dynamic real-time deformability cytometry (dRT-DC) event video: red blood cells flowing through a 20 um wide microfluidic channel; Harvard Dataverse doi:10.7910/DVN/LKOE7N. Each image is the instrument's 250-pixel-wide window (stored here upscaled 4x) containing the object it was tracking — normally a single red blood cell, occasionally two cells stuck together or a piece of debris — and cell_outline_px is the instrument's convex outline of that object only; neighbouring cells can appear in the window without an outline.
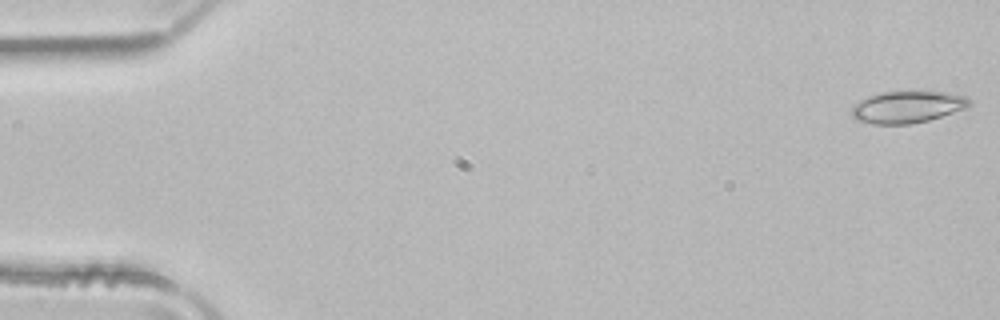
{"species": "common noctule bat (a hibernating species)", "species_latin": "Nyctalus noctula", "temperature_condition": "room temperature", "stored_images_in_passage": 48, "camera_frame_rate_fps": 3000, "um_per_image_px": 0.085, "animal": {"sex": "male", "body_mass_g": 21.5, "forearm_length_mm": 52.0}, "frame": {"image": 1, "passage_image": 1, "time_ms": 0.0, "image_size_px": [1000, 320], "cell_outline_px": [[972, 104], [968, 108], [928, 120], [912, 124], [872, 124], [852, 120], [852, 104], [868, 96], [880, 92], [944, 92], [964, 96], [972, 100]], "centroid_in_image_um": [77.1, 9.11], "position_along_channel_um": 7.9, "area_um2": 22.08}}
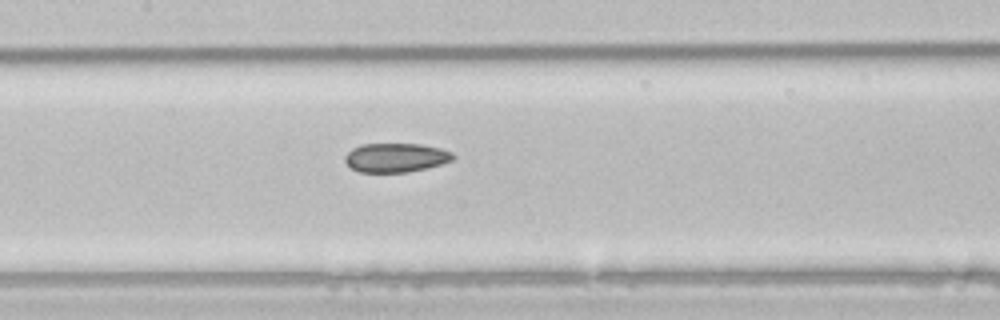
{"frame": {"image": 2, "passage_image": 24, "time_ms": 7.667, "image_size_px": [1000, 320], "cell_outline_px": [[456, 156], [452, 160], [440, 164], [408, 172], [360, 172], [352, 168], [344, 160], [344, 156], [352, 148], [360, 144], [420, 144], [440, 148], [452, 152]], "centroid_in_image_um": [33.63, 13.39], "position_along_channel_um": 173.8, "area_um2": 18.21}}
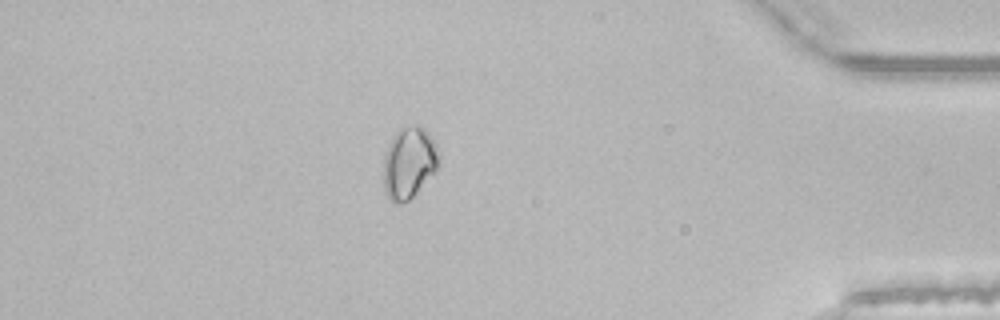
{"frame": {"image": 3, "passage_image": 44, "time_ms": 14.333, "image_size_px": [1000, 320], "cell_outline_px": [[436, 172], [408, 200], [400, 204], [396, 204], [388, 196], [384, 188], [384, 156], [388, 144], [392, 136], [404, 124], [420, 124], [428, 132], [436, 148]], "centroid_in_image_um": [34.73, 13.79], "position_along_channel_um": 400.5, "area_um2": 22.83}, "authors_computed_cell_mechanics": {"area_um2": 20.0277, "velocity_mm_per_s": 4.0113, "shape_relaxation_time_tau1_ms": null, "shape_relaxation_time_tau2_ms": 5.4708, "deformation_change_tau1": null, "deformation_change_tau2": 0.0836}}